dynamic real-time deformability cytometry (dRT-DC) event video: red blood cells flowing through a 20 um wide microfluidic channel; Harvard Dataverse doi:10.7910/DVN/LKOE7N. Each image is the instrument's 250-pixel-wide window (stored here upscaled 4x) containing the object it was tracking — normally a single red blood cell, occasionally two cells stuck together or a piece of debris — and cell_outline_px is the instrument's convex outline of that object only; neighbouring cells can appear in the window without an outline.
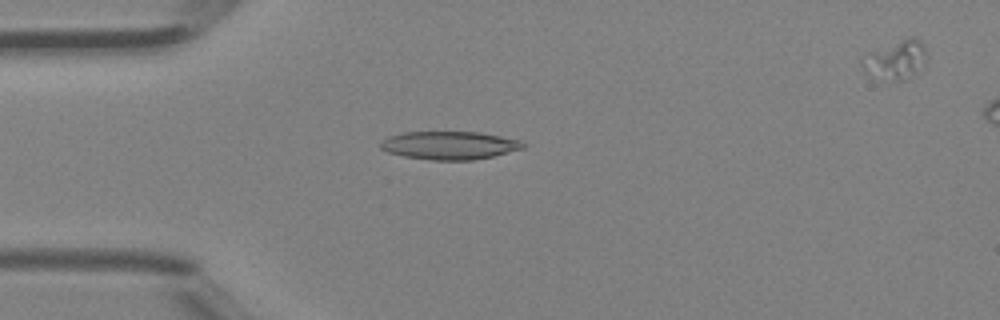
{"species": "Egyptian fruit bat (a non-hibernating species)", "species_latin": "Rousettus aegyptiacus", "temperature_condition": "room temperature", "stored_images_in_passage": 39, "camera_frame_rate_fps": 3000, "um_per_image_px": 0.085, "animal": {"sex": "female"}, "frame": {"image": 1, "passage_image": 5, "time_ms": 1.333, "image_size_px": [1000, 320], "cell_outline_px": [[524, 148], [492, 156], [472, 160], [432, 160], [404, 156], [388, 152], [380, 148], [380, 140], [388, 136], [404, 132], [480, 132], [520, 140], [524, 144]], "centroid_in_image_um": [38.17, 12.35], "position_along_channel_um": 46.8, "area_um2": 23.29}}
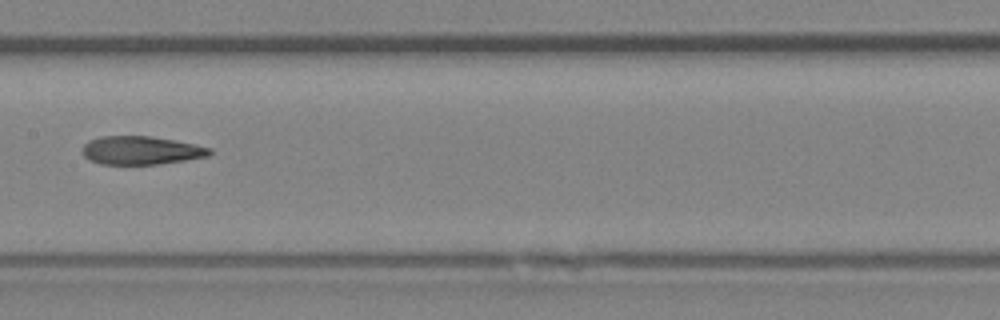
{"frame": {"image": 2, "passage_image": 16, "time_ms": 5.0, "image_size_px": [1000, 320], "cell_outline_px": [[212, 152], [208, 156], [184, 160], [156, 164], [100, 164], [88, 160], [84, 156], [84, 144], [88, 140], [100, 136], [152, 136], [212, 148]], "centroid_in_image_um": [11.95, 12.78], "position_along_channel_um": 195.4, "area_um2": 20.87}}
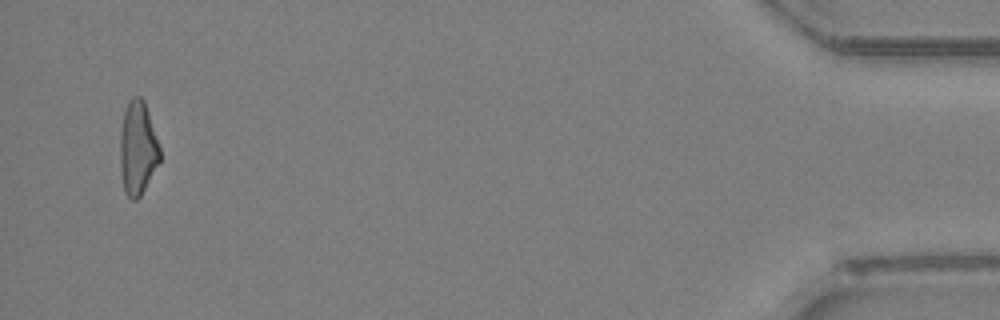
{"frame": {"image": 3, "passage_image": 37, "time_ms": 12.0, "image_size_px": [1000, 320], "cell_outline_px": [[160, 160], [140, 196], [136, 200], [132, 200], [124, 192], [120, 172], [120, 132], [124, 112], [128, 100], [132, 96], [140, 96], [144, 100], [160, 148]], "centroid_in_image_um": [11.68, 12.58], "position_along_channel_um": 423.5, "area_um2": 21.68}, "authors_computed_cell_mechanics": {"area_um2": 21.9062, "velocity_mm_per_s": 4.4881, "shape_relaxation_time_tau1_ms": 4.913, "shape_relaxation_time_tau2_ms": 3.6334, "deformation_change_tau1": 0.1849, "deformation_change_tau2": 0.1501}}